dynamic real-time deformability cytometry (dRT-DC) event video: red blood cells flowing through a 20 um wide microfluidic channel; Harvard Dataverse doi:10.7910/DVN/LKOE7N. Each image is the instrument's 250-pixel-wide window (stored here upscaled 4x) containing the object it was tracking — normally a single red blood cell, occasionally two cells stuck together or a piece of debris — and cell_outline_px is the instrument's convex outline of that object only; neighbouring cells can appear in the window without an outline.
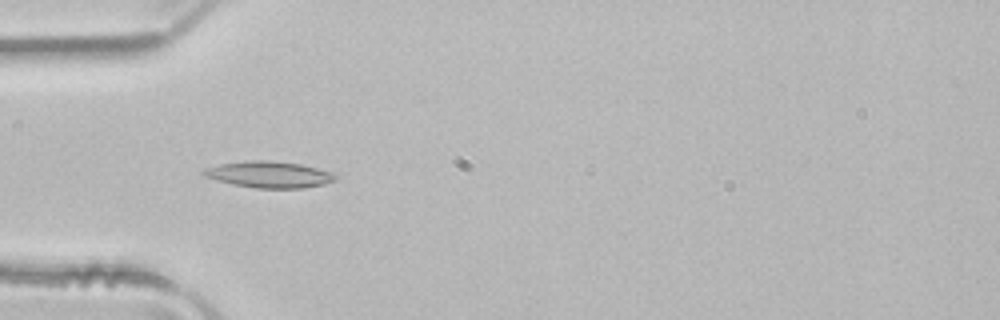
{"species": "common noctule bat (a hibernating species)", "species_latin": "Nyctalus noctula", "temperature_condition": "room temperature", "stored_images_in_passage": 46, "camera_frame_rate_fps": 3000, "um_per_image_px": 0.085, "animal": {"sex": "male", "body_mass_g": 21.5, "forearm_length_mm": 52.0}, "frame": {"image": 1, "passage_image": 11, "time_ms": 3.333, "image_size_px": [1000, 320], "cell_outline_px": [[340, 176], [336, 180], [324, 184], [304, 188], [256, 188], [232, 184], [216, 180], [204, 176], [200, 172], [204, 168], [220, 164], [252, 160], [268, 160], [300, 164], [332, 172]], "centroid_in_image_um": [22.88, 14.84], "position_along_channel_um": 62.1, "area_um2": 20.35}}
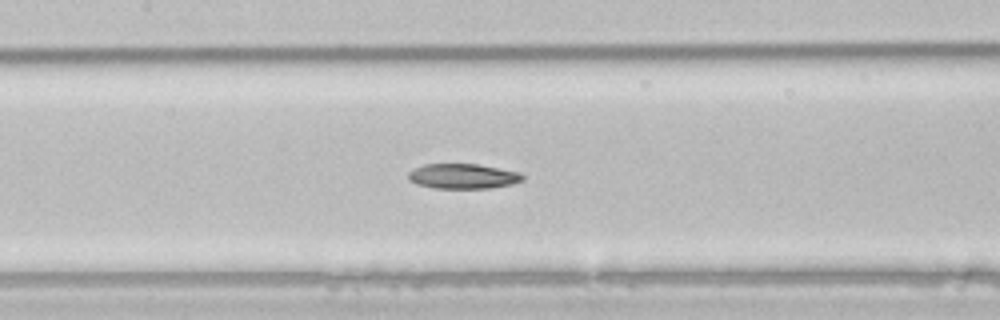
{"frame": {"image": 2, "passage_image": 19, "time_ms": 6.0, "image_size_px": [1000, 320], "cell_outline_px": [[524, 180], [512, 184], [492, 188], [432, 188], [416, 184], [408, 180], [408, 172], [412, 168], [424, 164], [476, 164], [520, 172], [524, 176]], "centroid_in_image_um": [39.32, 14.98], "position_along_channel_um": 168.1, "area_um2": 16.82}}
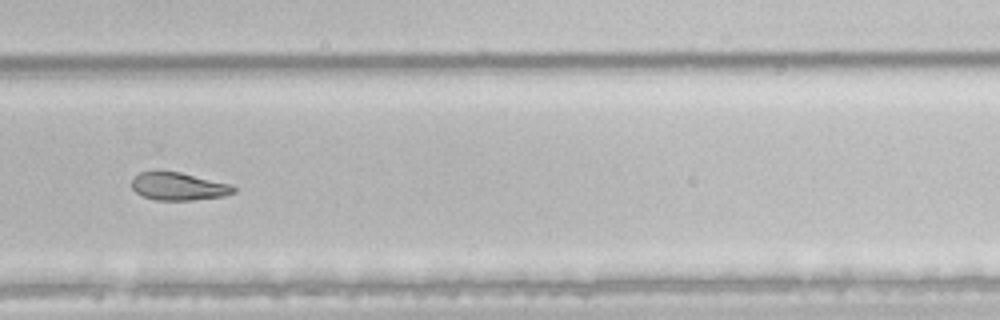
{"frame": {"image": 3, "passage_image": 30, "time_ms": 9.667, "image_size_px": [1000, 320], "cell_outline_px": [[236, 192], [224, 196], [192, 200], [156, 200], [144, 196], [136, 192], [132, 188], [132, 180], [140, 172], [180, 172], [232, 184], [236, 188]], "centroid_in_image_um": [15.23, 15.85], "position_along_channel_um": 314.6, "area_um2": 16.36}}